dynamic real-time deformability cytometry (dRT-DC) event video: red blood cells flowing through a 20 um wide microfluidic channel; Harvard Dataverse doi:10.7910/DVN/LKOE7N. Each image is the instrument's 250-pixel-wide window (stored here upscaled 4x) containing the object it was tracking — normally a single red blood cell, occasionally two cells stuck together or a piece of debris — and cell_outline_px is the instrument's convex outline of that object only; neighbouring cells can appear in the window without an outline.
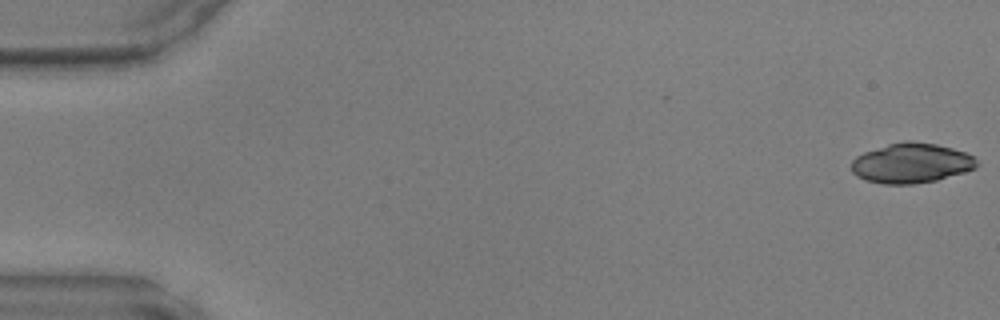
{"species": "common noctule bat (a hibernating species)", "species_latin": "Nyctalus noctula", "temperature_condition": "warm", "stored_images_in_passage": 30, "camera_frame_rate_fps": 3000, "um_per_image_px": 0.085, "animal": {"sex": "male", "body_mass_g": 17.9, "forearm_length_mm": 54.2}, "frame": {"image": 1, "passage_image": 1, "time_ms": 0.0, "image_size_px": [1000, 320], "cell_outline_px": [[980, 164], [976, 168], [964, 172], [936, 180], [912, 184], [884, 184], [868, 180], [856, 176], [852, 172], [852, 160], [856, 156], [864, 152], [888, 144], [908, 140], [936, 144], [952, 148], [964, 152], [972, 156]], "centroid_in_image_um": [77.46, 13.86], "position_along_channel_um": 7.5, "area_um2": 29.02}}
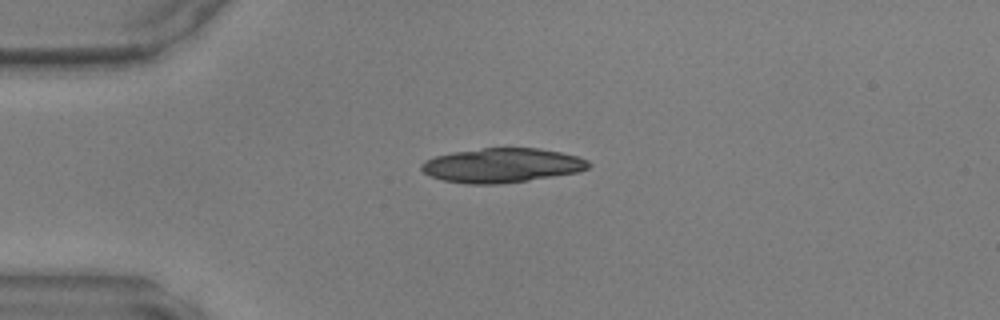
{"frame": {"image": 2, "passage_image": 12, "time_ms": 3.667, "image_size_px": [1000, 320], "cell_outline_px": [[592, 164], [588, 168], [580, 172], [528, 180], [500, 184], [468, 184], [444, 180], [432, 176], [424, 172], [420, 168], [420, 164], [424, 160], [436, 156], [452, 152], [484, 148], [540, 148], [560, 152], [576, 156], [588, 160]], "centroid_in_image_um": [42.68, 14.05], "position_along_channel_um": 42.3, "area_um2": 33.47}}